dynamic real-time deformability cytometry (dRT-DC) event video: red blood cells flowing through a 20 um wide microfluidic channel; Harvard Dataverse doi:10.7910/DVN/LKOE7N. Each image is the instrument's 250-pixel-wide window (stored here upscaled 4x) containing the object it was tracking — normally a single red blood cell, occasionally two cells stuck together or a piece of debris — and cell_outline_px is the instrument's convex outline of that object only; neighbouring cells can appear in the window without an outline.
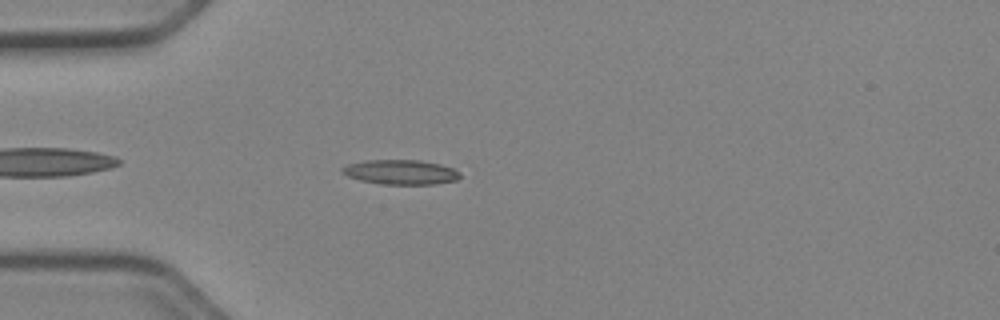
{"species": "Egyptian fruit bat (a non-hibernating species)", "species_latin": "Rousettus aegyptiacus", "temperature_condition": "cold", "stored_images_in_passage": 41, "camera_frame_rate_fps": 3000, "um_per_image_px": 0.085, "animal": {"sex": "female"}, "frame": {"image": 1, "passage_image": 4, "time_ms": 1.0, "image_size_px": [1000, 320], "cell_outline_px": [[460, 176], [456, 180], [436, 184], [380, 184], [360, 180], [348, 176], [340, 172], [340, 168], [348, 164], [364, 160], [420, 160], [440, 164], [452, 168], [460, 172]], "centroid_in_image_um": [34.03, 14.62], "position_along_channel_um": 51.0, "area_um2": 16.99}}
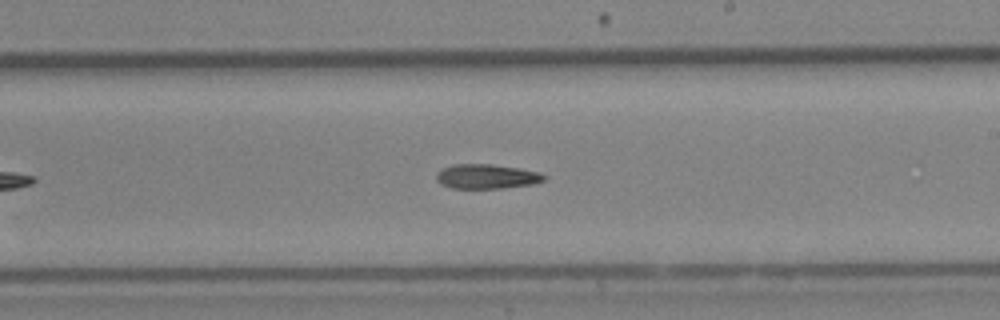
{"frame": {"image": 2, "passage_image": 20, "time_ms": 6.333, "image_size_px": [1000, 320], "cell_outline_px": [[548, 176], [544, 180], [532, 184], [504, 188], [452, 188], [440, 184], [436, 180], [436, 172], [440, 168], [452, 164], [492, 164], [520, 168], [540, 172]], "centroid_in_image_um": [41.34, 14.99], "position_along_channel_um": 247.7, "area_um2": 15.66}}
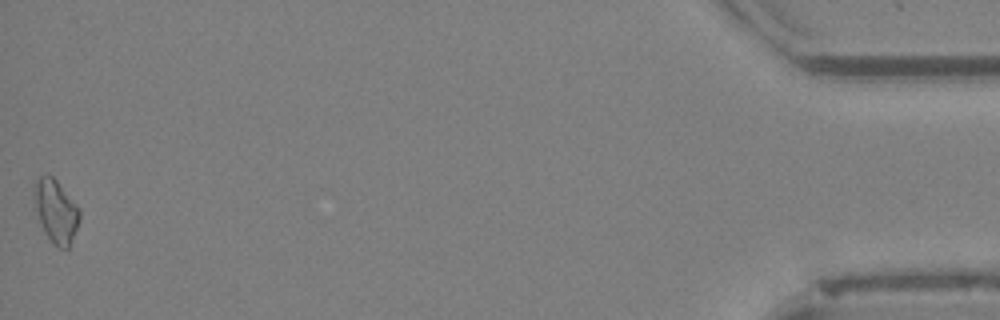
{"frame": {"image": 3, "passage_image": 41, "time_ms": 13.333, "image_size_px": [1000, 320], "cell_outline_px": [[80, 220], [68, 248], [60, 248], [44, 232], [36, 208], [32, 192], [36, 180], [40, 176], [52, 176], [56, 180], [80, 208]], "centroid_in_image_um": [4.76, 17.92], "position_along_channel_um": 430.4, "area_um2": 16.3}, "authors_computed_cell_mechanics": {"area_um2": 15.6638, "velocity_mm_per_s": 3.9488, "shape_relaxation_time_tau1_ms": 6.0797, "shape_relaxation_time_tau2_ms": null, "deformation_change_tau1": 0.1658, "deformation_change_tau2": null}}